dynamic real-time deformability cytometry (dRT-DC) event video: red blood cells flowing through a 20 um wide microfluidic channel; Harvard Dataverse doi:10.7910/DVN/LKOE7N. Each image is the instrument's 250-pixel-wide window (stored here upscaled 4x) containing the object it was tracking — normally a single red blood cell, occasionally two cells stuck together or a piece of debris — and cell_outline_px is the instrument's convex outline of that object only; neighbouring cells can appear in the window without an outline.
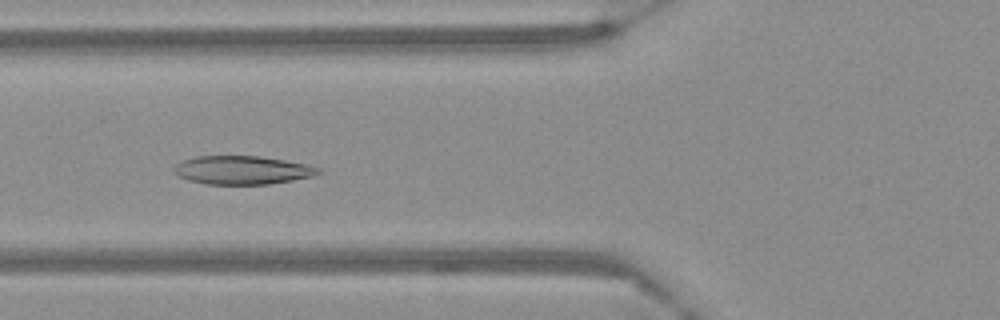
{"species": "Egyptian fruit bat (a non-hibernating species)", "species_latin": "Rousettus aegyptiacus", "temperature_condition": "warm", "stored_images_in_passage": 59, "camera_frame_rate_fps": 3000, "um_per_image_px": 0.085, "frame": {"image": 1, "passage_image": 23, "time_ms": 7.333, "image_size_px": [1000, 320], "cell_outline_px": [[324, 172], [312, 176], [292, 180], [268, 184], [208, 184], [188, 180], [176, 176], [172, 172], [172, 168], [176, 164], [184, 160], [196, 156], [260, 156], [284, 160], [304, 164], [320, 168]], "centroid_in_image_um": [20.55, 14.46], "position_along_channel_um": 105.2, "area_um2": 23.99}}
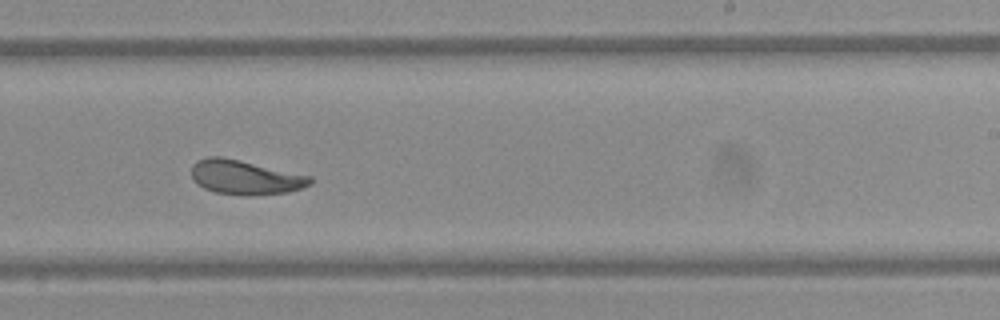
{"frame": {"image": 2, "passage_image": 37, "time_ms": 12.0, "image_size_px": [1000, 320], "cell_outline_px": [[312, 184], [288, 192], [252, 196], [248, 196], [216, 192], [204, 188], [196, 184], [192, 180], [192, 164], [196, 160], [208, 156], [220, 156], [240, 160], [312, 176]], "centroid_in_image_um": [20.82, 15.07], "position_along_channel_um": 268.2, "area_um2": 23.93}}
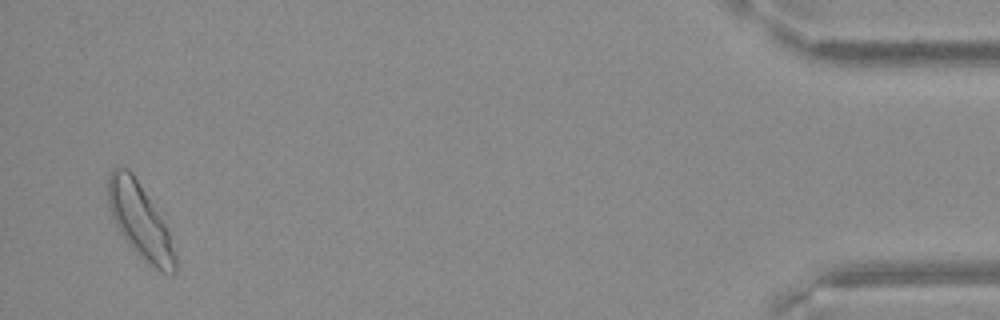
{"frame": {"image": 3, "passage_image": 57, "time_ms": 18.667, "image_size_px": [1000, 320], "cell_outline_px": [[176, 272], [160, 272], [140, 256], [132, 248], [120, 232], [108, 208], [108, 176], [112, 168], [128, 168], [132, 172], [164, 224], [168, 232], [176, 252]], "centroid_in_image_um": [11.88, 18.77], "position_along_channel_um": 423.3, "area_um2": 28.38}}